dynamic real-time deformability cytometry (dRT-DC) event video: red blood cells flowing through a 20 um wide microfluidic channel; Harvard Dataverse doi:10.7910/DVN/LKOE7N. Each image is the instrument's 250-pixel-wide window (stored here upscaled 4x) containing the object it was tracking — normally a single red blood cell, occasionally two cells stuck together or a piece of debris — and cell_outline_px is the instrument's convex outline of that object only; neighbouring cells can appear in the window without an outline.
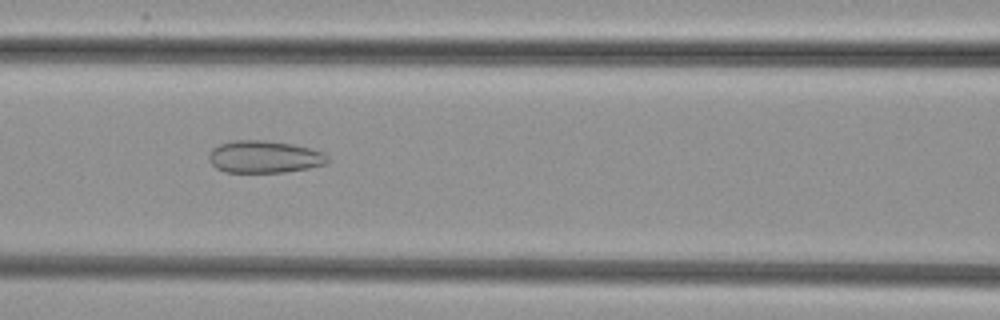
{"species": "common noctule bat (a hibernating species)", "species_latin": "Nyctalus noctula", "temperature_condition": "cold", "stored_images_in_passage": 28, "camera_frame_rate_fps": 3000, "um_per_image_px": 0.085, "animal": {"sex": "female", "body_mass_g": 29.2, "forearm_length_mm": 56.3}, "frame": {"image": 1, "passage_image": 6, "time_ms": 1.667, "image_size_px": [1000, 320], "cell_outline_px": [[332, 160], [324, 164], [308, 168], [284, 172], [224, 172], [216, 168], [208, 160], [208, 156], [212, 148], [220, 144], [236, 140], [264, 140], [292, 144], [324, 152]], "centroid_in_image_um": [22.46, 13.33], "position_along_channel_um": 144.1, "area_um2": 22.37}}
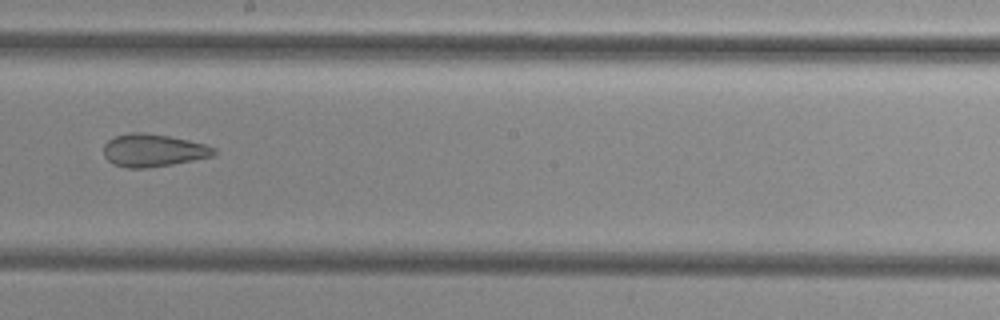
{"frame": {"image": 2, "passage_image": 13, "time_ms": 4.0, "image_size_px": [1000, 320], "cell_outline_px": [[216, 152], [212, 156], [172, 164], [148, 168], [124, 168], [112, 164], [104, 156], [104, 144], [108, 140], [116, 136], [132, 132], [144, 132], [168, 136], [188, 140], [204, 144], [216, 148]], "centroid_in_image_um": [12.99, 12.79], "position_along_channel_um": 235.2, "area_um2": 20.98}}
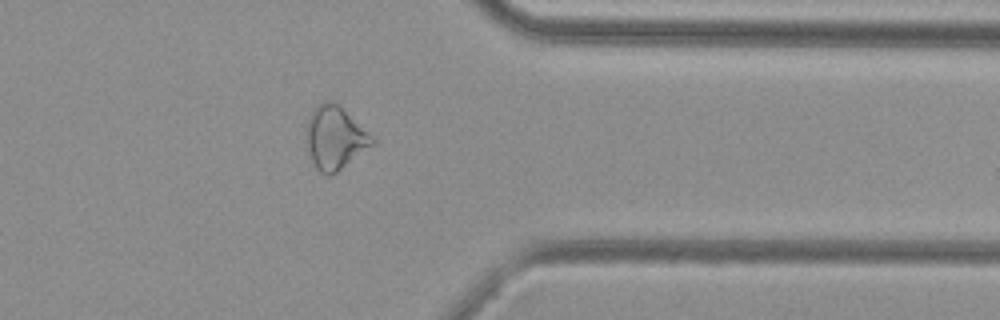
{"frame": {"image": 3, "passage_image": 25, "time_ms": 8.0, "image_size_px": [1000, 320], "cell_outline_px": [[376, 144], [336, 172], [328, 176], [320, 172], [316, 168], [312, 160], [308, 148], [304, 132], [312, 108], [320, 100], [332, 100], [372, 136], [376, 140]], "centroid_in_image_um": [28.44, 11.7], "position_along_channel_um": 383.0, "area_um2": 24.22}}